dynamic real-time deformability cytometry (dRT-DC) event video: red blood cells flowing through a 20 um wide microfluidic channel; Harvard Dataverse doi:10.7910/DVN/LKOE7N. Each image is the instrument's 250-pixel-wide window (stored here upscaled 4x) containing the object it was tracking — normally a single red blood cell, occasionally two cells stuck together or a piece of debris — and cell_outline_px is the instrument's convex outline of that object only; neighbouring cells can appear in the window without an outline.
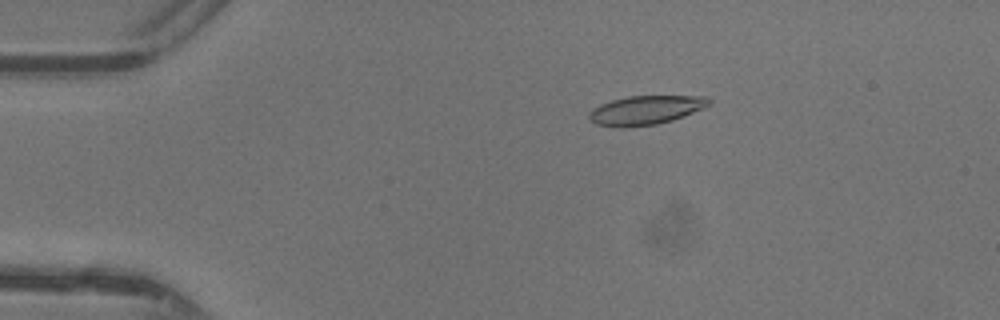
{"species": "common noctule bat (a hibernating species)", "species_latin": "Nyctalus noctula", "temperature_condition": "warm", "stored_images_in_passage": 47, "camera_frame_rate_fps": 3000, "um_per_image_px": 0.085, "animal": {"sex": "female"}, "frame": {"image": 1, "passage_image": 9, "time_ms": 2.667, "image_size_px": [1000, 320], "cell_outline_px": [[712, 100], [704, 108], [684, 116], [672, 120], [656, 124], [628, 128], [620, 128], [596, 124], [588, 120], [588, 112], [592, 108], [600, 104], [612, 100], [628, 96], [708, 96]], "centroid_in_image_um": [54.84, 9.37], "position_along_channel_um": 30.2, "area_um2": 20.52}}
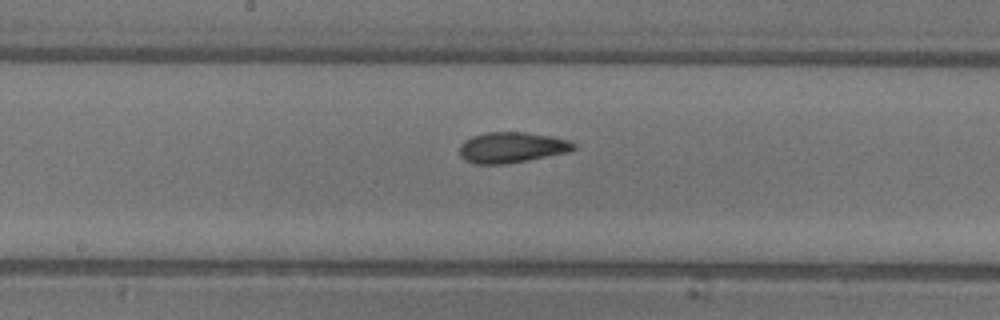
{"frame": {"image": 2, "passage_image": 25, "time_ms": 8.0, "image_size_px": [1000, 320], "cell_outline_px": [[576, 148], [568, 152], [528, 160], [504, 164], [472, 164], [464, 160], [460, 156], [460, 144], [464, 140], [472, 136], [484, 132], [524, 132], [552, 136], [568, 140], [576, 144]], "centroid_in_image_um": [43.47, 12.53], "position_along_channel_um": 204.7, "area_um2": 20.58}}
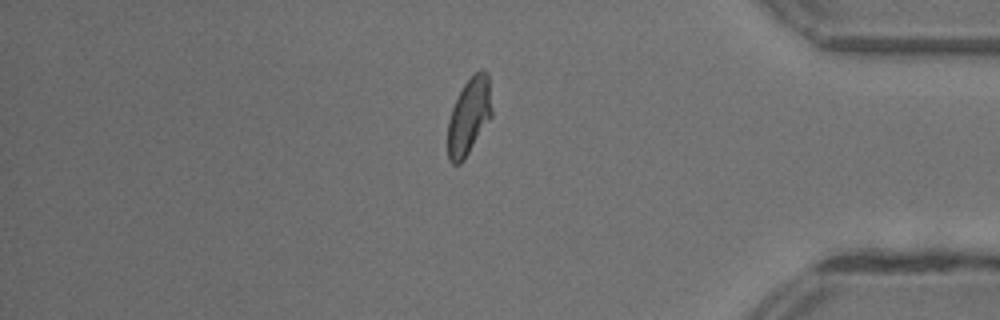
{"frame": {"image": 3, "passage_image": 40, "time_ms": 13.0, "image_size_px": [1000, 320], "cell_outline_px": [[492, 116], [464, 160], [460, 164], [452, 164], [448, 160], [448, 120], [452, 108], [464, 84], [480, 68], [484, 68], [488, 72], [492, 108]], "centroid_in_image_um": [39.88, 9.88], "position_along_channel_um": 395.3, "area_um2": 19.77}, "authors_computed_cell_mechanics": {"area_um2": 20.0566, "velocity_mm_per_s": 4.391, "shape_relaxation_time_tau1_ms": 5.9964, "shape_relaxation_time_tau2_ms": 1.3803, "deformation_change_tau1": 0.1978, "deformation_change_tau2": 0.0805}}